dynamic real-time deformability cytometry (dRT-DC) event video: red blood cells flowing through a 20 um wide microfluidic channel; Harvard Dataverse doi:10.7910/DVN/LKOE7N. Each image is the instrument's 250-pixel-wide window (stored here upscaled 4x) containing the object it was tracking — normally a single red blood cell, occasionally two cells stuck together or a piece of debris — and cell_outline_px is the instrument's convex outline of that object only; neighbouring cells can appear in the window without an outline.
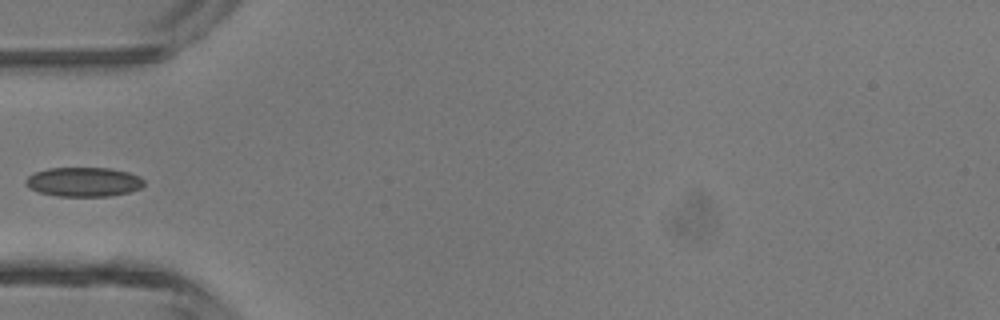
{"species": "common noctule bat (a hibernating species)", "species_latin": "Nyctalus noctula", "temperature_condition": "room temperature", "stored_images_in_passage": 4, "camera_frame_rate_fps": 3000, "um_per_image_px": 0.085, "animal": {"sex": "male", "body_mass_g": 13.3}, "frame": {"image": 1, "passage_image": 4, "time_ms": 1.0, "image_size_px": [1000, 320], "cell_outline_px": [[144, 184], [140, 188], [128, 192], [108, 196], [56, 196], [40, 192], [28, 188], [24, 184], [24, 180], [28, 176], [36, 172], [48, 168], [108, 168], [128, 172], [140, 176], [144, 180]], "centroid_in_image_um": [7.08, 15.46], "position_along_channel_um": 77.9, "area_um2": 20.23}}